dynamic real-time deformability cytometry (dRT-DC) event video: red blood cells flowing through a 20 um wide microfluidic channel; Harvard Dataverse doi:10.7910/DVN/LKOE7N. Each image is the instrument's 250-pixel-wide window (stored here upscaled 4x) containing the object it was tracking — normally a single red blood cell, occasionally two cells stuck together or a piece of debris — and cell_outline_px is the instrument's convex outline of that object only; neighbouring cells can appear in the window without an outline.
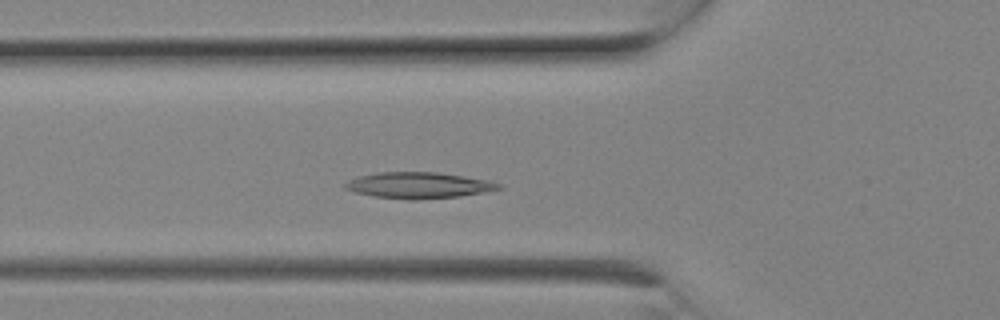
{"species": "Egyptian fruit bat (a non-hibernating species)", "species_latin": "Rousettus aegyptiacus", "temperature_condition": "room temperature", "stored_images_in_passage": 5, "camera_frame_rate_fps": 3000, "um_per_image_px": 0.085, "animal": {"sex": "female"}, "frame": {"image": 1, "passage_image": 5, "time_ms": 1.333, "image_size_px": [1000, 320], "cell_outline_px": [[504, 188], [484, 192], [460, 196], [412, 200], [376, 196], [356, 192], [344, 188], [344, 184], [348, 180], [360, 176], [380, 172], [436, 172], [492, 180], [500, 184]], "centroid_in_image_um": [35.64, 15.74], "position_along_channel_um": 90.2, "area_um2": 23.24}}